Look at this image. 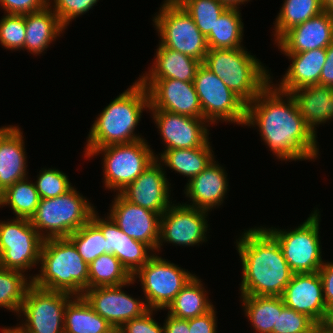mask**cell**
<instances>
[{
  "label": "cell",
  "instance_id": "38",
  "mask_svg": "<svg viewBox=\"0 0 333 333\" xmlns=\"http://www.w3.org/2000/svg\"><path fill=\"white\" fill-rule=\"evenodd\" d=\"M182 8L192 17L194 23L207 37L218 18L228 8L218 0H176Z\"/></svg>",
  "mask_w": 333,
  "mask_h": 333
},
{
  "label": "cell",
  "instance_id": "44",
  "mask_svg": "<svg viewBox=\"0 0 333 333\" xmlns=\"http://www.w3.org/2000/svg\"><path fill=\"white\" fill-rule=\"evenodd\" d=\"M158 310L150 309L144 315L127 321L118 331L120 333H164V327L156 322L154 315Z\"/></svg>",
  "mask_w": 333,
  "mask_h": 333
},
{
  "label": "cell",
  "instance_id": "41",
  "mask_svg": "<svg viewBox=\"0 0 333 333\" xmlns=\"http://www.w3.org/2000/svg\"><path fill=\"white\" fill-rule=\"evenodd\" d=\"M25 36L24 15L4 13L0 19V44L11 51L24 50Z\"/></svg>",
  "mask_w": 333,
  "mask_h": 333
},
{
  "label": "cell",
  "instance_id": "40",
  "mask_svg": "<svg viewBox=\"0 0 333 333\" xmlns=\"http://www.w3.org/2000/svg\"><path fill=\"white\" fill-rule=\"evenodd\" d=\"M36 177L34 184L40 199L55 198L73 187L66 173L56 168H42Z\"/></svg>",
  "mask_w": 333,
  "mask_h": 333
},
{
  "label": "cell",
  "instance_id": "53",
  "mask_svg": "<svg viewBox=\"0 0 333 333\" xmlns=\"http://www.w3.org/2000/svg\"><path fill=\"white\" fill-rule=\"evenodd\" d=\"M2 333H24L18 326L15 327H2L1 328Z\"/></svg>",
  "mask_w": 333,
  "mask_h": 333
},
{
  "label": "cell",
  "instance_id": "6",
  "mask_svg": "<svg viewBox=\"0 0 333 333\" xmlns=\"http://www.w3.org/2000/svg\"><path fill=\"white\" fill-rule=\"evenodd\" d=\"M95 211L89 199L73 186L55 198L40 199L29 220L43 239L62 238L89 222Z\"/></svg>",
  "mask_w": 333,
  "mask_h": 333
},
{
  "label": "cell",
  "instance_id": "16",
  "mask_svg": "<svg viewBox=\"0 0 333 333\" xmlns=\"http://www.w3.org/2000/svg\"><path fill=\"white\" fill-rule=\"evenodd\" d=\"M147 89L149 110H164L179 115L203 118L193 82L176 79H138Z\"/></svg>",
  "mask_w": 333,
  "mask_h": 333
},
{
  "label": "cell",
  "instance_id": "9",
  "mask_svg": "<svg viewBox=\"0 0 333 333\" xmlns=\"http://www.w3.org/2000/svg\"><path fill=\"white\" fill-rule=\"evenodd\" d=\"M146 139L126 144L96 148L87 158L103 155V183L105 190L120 193L144 172L156 156Z\"/></svg>",
  "mask_w": 333,
  "mask_h": 333
},
{
  "label": "cell",
  "instance_id": "52",
  "mask_svg": "<svg viewBox=\"0 0 333 333\" xmlns=\"http://www.w3.org/2000/svg\"><path fill=\"white\" fill-rule=\"evenodd\" d=\"M323 11L333 15V0H320Z\"/></svg>",
  "mask_w": 333,
  "mask_h": 333
},
{
  "label": "cell",
  "instance_id": "10",
  "mask_svg": "<svg viewBox=\"0 0 333 333\" xmlns=\"http://www.w3.org/2000/svg\"><path fill=\"white\" fill-rule=\"evenodd\" d=\"M193 84L203 118L210 125L225 121L244 126L246 104L203 63L197 69Z\"/></svg>",
  "mask_w": 333,
  "mask_h": 333
},
{
  "label": "cell",
  "instance_id": "3",
  "mask_svg": "<svg viewBox=\"0 0 333 333\" xmlns=\"http://www.w3.org/2000/svg\"><path fill=\"white\" fill-rule=\"evenodd\" d=\"M149 107L148 91L137 79L98 114L89 130L84 158L96 148L145 139L135 129Z\"/></svg>",
  "mask_w": 333,
  "mask_h": 333
},
{
  "label": "cell",
  "instance_id": "34",
  "mask_svg": "<svg viewBox=\"0 0 333 333\" xmlns=\"http://www.w3.org/2000/svg\"><path fill=\"white\" fill-rule=\"evenodd\" d=\"M274 21V43L289 29L323 12L320 0H284Z\"/></svg>",
  "mask_w": 333,
  "mask_h": 333
},
{
  "label": "cell",
  "instance_id": "1",
  "mask_svg": "<svg viewBox=\"0 0 333 333\" xmlns=\"http://www.w3.org/2000/svg\"><path fill=\"white\" fill-rule=\"evenodd\" d=\"M244 126L257 127L260 136L280 161H315L317 135L308 127L290 93L271 82L246 105Z\"/></svg>",
  "mask_w": 333,
  "mask_h": 333
},
{
  "label": "cell",
  "instance_id": "48",
  "mask_svg": "<svg viewBox=\"0 0 333 333\" xmlns=\"http://www.w3.org/2000/svg\"><path fill=\"white\" fill-rule=\"evenodd\" d=\"M326 57V63L319 78V85L333 87V42L326 48Z\"/></svg>",
  "mask_w": 333,
  "mask_h": 333
},
{
  "label": "cell",
  "instance_id": "5",
  "mask_svg": "<svg viewBox=\"0 0 333 333\" xmlns=\"http://www.w3.org/2000/svg\"><path fill=\"white\" fill-rule=\"evenodd\" d=\"M247 50L245 47L209 49L203 61L246 105L271 82L272 74Z\"/></svg>",
  "mask_w": 333,
  "mask_h": 333
},
{
  "label": "cell",
  "instance_id": "31",
  "mask_svg": "<svg viewBox=\"0 0 333 333\" xmlns=\"http://www.w3.org/2000/svg\"><path fill=\"white\" fill-rule=\"evenodd\" d=\"M113 326L97 314L82 296H74L65 307L64 333H113Z\"/></svg>",
  "mask_w": 333,
  "mask_h": 333
},
{
  "label": "cell",
  "instance_id": "21",
  "mask_svg": "<svg viewBox=\"0 0 333 333\" xmlns=\"http://www.w3.org/2000/svg\"><path fill=\"white\" fill-rule=\"evenodd\" d=\"M281 298L284 305L306 314L314 322H325L328 309L319 272L293 273Z\"/></svg>",
  "mask_w": 333,
  "mask_h": 333
},
{
  "label": "cell",
  "instance_id": "35",
  "mask_svg": "<svg viewBox=\"0 0 333 333\" xmlns=\"http://www.w3.org/2000/svg\"><path fill=\"white\" fill-rule=\"evenodd\" d=\"M30 181V182H29ZM40 197L35 184L28 177L6 188L0 198V208L8 206L15 217L28 218L35 213Z\"/></svg>",
  "mask_w": 333,
  "mask_h": 333
},
{
  "label": "cell",
  "instance_id": "15",
  "mask_svg": "<svg viewBox=\"0 0 333 333\" xmlns=\"http://www.w3.org/2000/svg\"><path fill=\"white\" fill-rule=\"evenodd\" d=\"M132 278L128 283L118 286H100L84 291L82 297L92 309L107 320L115 330H119L127 321L138 318L149 311L144 299L134 298L123 290L133 285ZM123 287V288H122Z\"/></svg>",
  "mask_w": 333,
  "mask_h": 333
},
{
  "label": "cell",
  "instance_id": "11",
  "mask_svg": "<svg viewBox=\"0 0 333 333\" xmlns=\"http://www.w3.org/2000/svg\"><path fill=\"white\" fill-rule=\"evenodd\" d=\"M43 242L28 218L0 220V266L28 274L40 263Z\"/></svg>",
  "mask_w": 333,
  "mask_h": 333
},
{
  "label": "cell",
  "instance_id": "36",
  "mask_svg": "<svg viewBox=\"0 0 333 333\" xmlns=\"http://www.w3.org/2000/svg\"><path fill=\"white\" fill-rule=\"evenodd\" d=\"M32 276L0 266V307L18 316L26 291L32 284Z\"/></svg>",
  "mask_w": 333,
  "mask_h": 333
},
{
  "label": "cell",
  "instance_id": "23",
  "mask_svg": "<svg viewBox=\"0 0 333 333\" xmlns=\"http://www.w3.org/2000/svg\"><path fill=\"white\" fill-rule=\"evenodd\" d=\"M218 163L214 159L201 173L187 181L183 191L191 203L184 204L211 212L224 203L229 191L228 174Z\"/></svg>",
  "mask_w": 333,
  "mask_h": 333
},
{
  "label": "cell",
  "instance_id": "51",
  "mask_svg": "<svg viewBox=\"0 0 333 333\" xmlns=\"http://www.w3.org/2000/svg\"><path fill=\"white\" fill-rule=\"evenodd\" d=\"M219 2L225 4L228 8H240L239 6L244 3H248L250 0H218Z\"/></svg>",
  "mask_w": 333,
  "mask_h": 333
},
{
  "label": "cell",
  "instance_id": "7",
  "mask_svg": "<svg viewBox=\"0 0 333 333\" xmlns=\"http://www.w3.org/2000/svg\"><path fill=\"white\" fill-rule=\"evenodd\" d=\"M315 208L309 217L294 229L264 228L277 240L293 273L318 272L324 264L320 241L321 214Z\"/></svg>",
  "mask_w": 333,
  "mask_h": 333
},
{
  "label": "cell",
  "instance_id": "39",
  "mask_svg": "<svg viewBox=\"0 0 333 333\" xmlns=\"http://www.w3.org/2000/svg\"><path fill=\"white\" fill-rule=\"evenodd\" d=\"M68 238L74 243L79 255L88 265L106 253V239L102 231L91 220Z\"/></svg>",
  "mask_w": 333,
  "mask_h": 333
},
{
  "label": "cell",
  "instance_id": "25",
  "mask_svg": "<svg viewBox=\"0 0 333 333\" xmlns=\"http://www.w3.org/2000/svg\"><path fill=\"white\" fill-rule=\"evenodd\" d=\"M292 62L278 84L271 83L280 91L290 93L296 89L319 84L322 68L326 63V48L300 53H282Z\"/></svg>",
  "mask_w": 333,
  "mask_h": 333
},
{
  "label": "cell",
  "instance_id": "26",
  "mask_svg": "<svg viewBox=\"0 0 333 333\" xmlns=\"http://www.w3.org/2000/svg\"><path fill=\"white\" fill-rule=\"evenodd\" d=\"M290 94L315 135L316 127L333 120V87L316 84L296 89Z\"/></svg>",
  "mask_w": 333,
  "mask_h": 333
},
{
  "label": "cell",
  "instance_id": "12",
  "mask_svg": "<svg viewBox=\"0 0 333 333\" xmlns=\"http://www.w3.org/2000/svg\"><path fill=\"white\" fill-rule=\"evenodd\" d=\"M195 274L175 263L154 255L132 278H139L149 309L166 310L176 295Z\"/></svg>",
  "mask_w": 333,
  "mask_h": 333
},
{
  "label": "cell",
  "instance_id": "32",
  "mask_svg": "<svg viewBox=\"0 0 333 333\" xmlns=\"http://www.w3.org/2000/svg\"><path fill=\"white\" fill-rule=\"evenodd\" d=\"M201 282L200 278L194 275L166 308L167 314L188 320L209 312L214 305Z\"/></svg>",
  "mask_w": 333,
  "mask_h": 333
},
{
  "label": "cell",
  "instance_id": "14",
  "mask_svg": "<svg viewBox=\"0 0 333 333\" xmlns=\"http://www.w3.org/2000/svg\"><path fill=\"white\" fill-rule=\"evenodd\" d=\"M208 211L173 203L160 217L157 254L166 242L175 246H199L207 242ZM164 242V243H163Z\"/></svg>",
  "mask_w": 333,
  "mask_h": 333
},
{
  "label": "cell",
  "instance_id": "42",
  "mask_svg": "<svg viewBox=\"0 0 333 333\" xmlns=\"http://www.w3.org/2000/svg\"><path fill=\"white\" fill-rule=\"evenodd\" d=\"M99 0H47V7L57 15L61 24L67 26L77 17L87 13Z\"/></svg>",
  "mask_w": 333,
  "mask_h": 333
},
{
  "label": "cell",
  "instance_id": "19",
  "mask_svg": "<svg viewBox=\"0 0 333 333\" xmlns=\"http://www.w3.org/2000/svg\"><path fill=\"white\" fill-rule=\"evenodd\" d=\"M166 169L156 159L144 172H142L120 194L129 202L164 214L173 204L170 200L171 183L166 177Z\"/></svg>",
  "mask_w": 333,
  "mask_h": 333
},
{
  "label": "cell",
  "instance_id": "29",
  "mask_svg": "<svg viewBox=\"0 0 333 333\" xmlns=\"http://www.w3.org/2000/svg\"><path fill=\"white\" fill-rule=\"evenodd\" d=\"M155 156L163 167H169L175 173L189 178L188 181L201 173L215 159L210 141L202 147L162 150Z\"/></svg>",
  "mask_w": 333,
  "mask_h": 333
},
{
  "label": "cell",
  "instance_id": "30",
  "mask_svg": "<svg viewBox=\"0 0 333 333\" xmlns=\"http://www.w3.org/2000/svg\"><path fill=\"white\" fill-rule=\"evenodd\" d=\"M240 299L255 333H277L278 313L285 306L280 296H240Z\"/></svg>",
  "mask_w": 333,
  "mask_h": 333
},
{
  "label": "cell",
  "instance_id": "45",
  "mask_svg": "<svg viewBox=\"0 0 333 333\" xmlns=\"http://www.w3.org/2000/svg\"><path fill=\"white\" fill-rule=\"evenodd\" d=\"M47 6V0H0L6 14L25 15L44 9Z\"/></svg>",
  "mask_w": 333,
  "mask_h": 333
},
{
  "label": "cell",
  "instance_id": "13",
  "mask_svg": "<svg viewBox=\"0 0 333 333\" xmlns=\"http://www.w3.org/2000/svg\"><path fill=\"white\" fill-rule=\"evenodd\" d=\"M71 294L36 287H28L17 324L24 333H64L65 307Z\"/></svg>",
  "mask_w": 333,
  "mask_h": 333
},
{
  "label": "cell",
  "instance_id": "46",
  "mask_svg": "<svg viewBox=\"0 0 333 333\" xmlns=\"http://www.w3.org/2000/svg\"><path fill=\"white\" fill-rule=\"evenodd\" d=\"M216 310L213 307L204 315L188 319L190 333H217Z\"/></svg>",
  "mask_w": 333,
  "mask_h": 333
},
{
  "label": "cell",
  "instance_id": "24",
  "mask_svg": "<svg viewBox=\"0 0 333 333\" xmlns=\"http://www.w3.org/2000/svg\"><path fill=\"white\" fill-rule=\"evenodd\" d=\"M23 131L18 126L0 127V189L28 177Z\"/></svg>",
  "mask_w": 333,
  "mask_h": 333
},
{
  "label": "cell",
  "instance_id": "22",
  "mask_svg": "<svg viewBox=\"0 0 333 333\" xmlns=\"http://www.w3.org/2000/svg\"><path fill=\"white\" fill-rule=\"evenodd\" d=\"M332 42L333 15L323 11L287 30L274 45L278 46L281 53H300L327 48Z\"/></svg>",
  "mask_w": 333,
  "mask_h": 333
},
{
  "label": "cell",
  "instance_id": "2",
  "mask_svg": "<svg viewBox=\"0 0 333 333\" xmlns=\"http://www.w3.org/2000/svg\"><path fill=\"white\" fill-rule=\"evenodd\" d=\"M242 265L240 296H280L293 272L277 240L262 226L248 228L236 240Z\"/></svg>",
  "mask_w": 333,
  "mask_h": 333
},
{
  "label": "cell",
  "instance_id": "49",
  "mask_svg": "<svg viewBox=\"0 0 333 333\" xmlns=\"http://www.w3.org/2000/svg\"><path fill=\"white\" fill-rule=\"evenodd\" d=\"M164 321V333H190L188 320L179 319L167 314Z\"/></svg>",
  "mask_w": 333,
  "mask_h": 333
},
{
  "label": "cell",
  "instance_id": "20",
  "mask_svg": "<svg viewBox=\"0 0 333 333\" xmlns=\"http://www.w3.org/2000/svg\"><path fill=\"white\" fill-rule=\"evenodd\" d=\"M100 217L96 210L92 214L91 221L102 231L106 239V253L118 258L133 276L156 252L144 242L126 235L108 215Z\"/></svg>",
  "mask_w": 333,
  "mask_h": 333
},
{
  "label": "cell",
  "instance_id": "33",
  "mask_svg": "<svg viewBox=\"0 0 333 333\" xmlns=\"http://www.w3.org/2000/svg\"><path fill=\"white\" fill-rule=\"evenodd\" d=\"M240 8H227L206 37L209 49L243 47L244 24Z\"/></svg>",
  "mask_w": 333,
  "mask_h": 333
},
{
  "label": "cell",
  "instance_id": "28",
  "mask_svg": "<svg viewBox=\"0 0 333 333\" xmlns=\"http://www.w3.org/2000/svg\"><path fill=\"white\" fill-rule=\"evenodd\" d=\"M26 36L24 49L32 55L46 53L49 45L60 37L66 29L58 15L49 7L24 15Z\"/></svg>",
  "mask_w": 333,
  "mask_h": 333
},
{
  "label": "cell",
  "instance_id": "43",
  "mask_svg": "<svg viewBox=\"0 0 333 333\" xmlns=\"http://www.w3.org/2000/svg\"><path fill=\"white\" fill-rule=\"evenodd\" d=\"M314 323L306 314L285 305L278 313L277 333H309Z\"/></svg>",
  "mask_w": 333,
  "mask_h": 333
},
{
  "label": "cell",
  "instance_id": "18",
  "mask_svg": "<svg viewBox=\"0 0 333 333\" xmlns=\"http://www.w3.org/2000/svg\"><path fill=\"white\" fill-rule=\"evenodd\" d=\"M107 214L129 237L144 242L157 253L159 241V213L126 200L120 193L115 195Z\"/></svg>",
  "mask_w": 333,
  "mask_h": 333
},
{
  "label": "cell",
  "instance_id": "54",
  "mask_svg": "<svg viewBox=\"0 0 333 333\" xmlns=\"http://www.w3.org/2000/svg\"><path fill=\"white\" fill-rule=\"evenodd\" d=\"M325 322L333 328V306L328 309L327 317Z\"/></svg>",
  "mask_w": 333,
  "mask_h": 333
},
{
  "label": "cell",
  "instance_id": "37",
  "mask_svg": "<svg viewBox=\"0 0 333 333\" xmlns=\"http://www.w3.org/2000/svg\"><path fill=\"white\" fill-rule=\"evenodd\" d=\"M132 275L113 254H102L89 264L88 289L128 283Z\"/></svg>",
  "mask_w": 333,
  "mask_h": 333
},
{
  "label": "cell",
  "instance_id": "4",
  "mask_svg": "<svg viewBox=\"0 0 333 333\" xmlns=\"http://www.w3.org/2000/svg\"><path fill=\"white\" fill-rule=\"evenodd\" d=\"M39 274L32 283L39 288L82 296L88 289L89 265L68 237L44 239Z\"/></svg>",
  "mask_w": 333,
  "mask_h": 333
},
{
  "label": "cell",
  "instance_id": "27",
  "mask_svg": "<svg viewBox=\"0 0 333 333\" xmlns=\"http://www.w3.org/2000/svg\"><path fill=\"white\" fill-rule=\"evenodd\" d=\"M152 66L139 79H176L193 82L201 61L178 51L157 45Z\"/></svg>",
  "mask_w": 333,
  "mask_h": 333
},
{
  "label": "cell",
  "instance_id": "50",
  "mask_svg": "<svg viewBox=\"0 0 333 333\" xmlns=\"http://www.w3.org/2000/svg\"><path fill=\"white\" fill-rule=\"evenodd\" d=\"M309 333H333V328L330 327L326 322H315Z\"/></svg>",
  "mask_w": 333,
  "mask_h": 333
},
{
  "label": "cell",
  "instance_id": "47",
  "mask_svg": "<svg viewBox=\"0 0 333 333\" xmlns=\"http://www.w3.org/2000/svg\"><path fill=\"white\" fill-rule=\"evenodd\" d=\"M322 279L323 295L327 309L333 306V262L324 261L318 271Z\"/></svg>",
  "mask_w": 333,
  "mask_h": 333
},
{
  "label": "cell",
  "instance_id": "17",
  "mask_svg": "<svg viewBox=\"0 0 333 333\" xmlns=\"http://www.w3.org/2000/svg\"><path fill=\"white\" fill-rule=\"evenodd\" d=\"M162 138L165 150L202 147L209 141V123L164 110H149Z\"/></svg>",
  "mask_w": 333,
  "mask_h": 333
},
{
  "label": "cell",
  "instance_id": "8",
  "mask_svg": "<svg viewBox=\"0 0 333 333\" xmlns=\"http://www.w3.org/2000/svg\"><path fill=\"white\" fill-rule=\"evenodd\" d=\"M163 2L154 18L152 17L153 26L160 38L159 44L203 63L209 50L206 37L176 0Z\"/></svg>",
  "mask_w": 333,
  "mask_h": 333
}]
</instances>
